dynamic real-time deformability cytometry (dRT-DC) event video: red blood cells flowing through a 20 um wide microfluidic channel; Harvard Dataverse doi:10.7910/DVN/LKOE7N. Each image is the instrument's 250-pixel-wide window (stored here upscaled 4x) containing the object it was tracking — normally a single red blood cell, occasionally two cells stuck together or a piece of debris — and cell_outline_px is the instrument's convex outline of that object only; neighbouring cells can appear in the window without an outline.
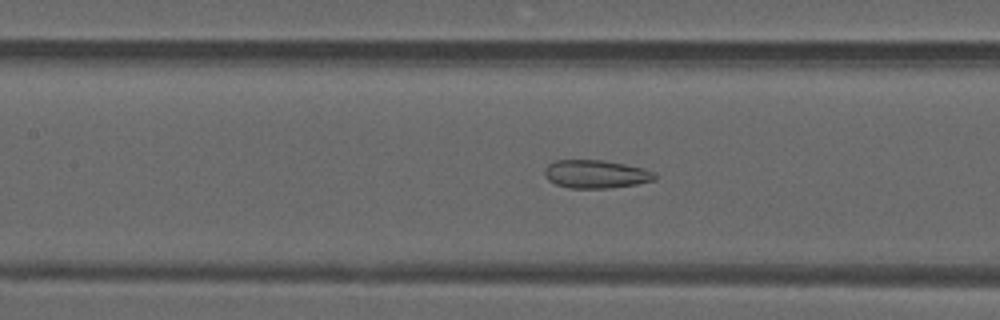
{"species": "common noctule bat (a hibernating species)", "species_latin": "Nyctalus noctula", "temperature_condition": "warm", "stored_images_in_passage": 50, "camera_frame_rate_fps": 3000, "um_per_image_px": 0.085, "animal": {"sex": "male", "forearm_length_mm": 52.5}, "frame": {"image": 1, "passage_image": 23, "time_ms": 7.333, "image_size_px": [1000, 320], "cell_outline_px": [[656, 180], [636, 184], [608, 188], [568, 188], [556, 184], [548, 180], [544, 176], [544, 168], [548, 164], [556, 160], [604, 160], [644, 168], [656, 172]], "centroid_in_image_um": [50.64, 14.8], "position_along_channel_um": 156.8, "area_um2": 18.26}}
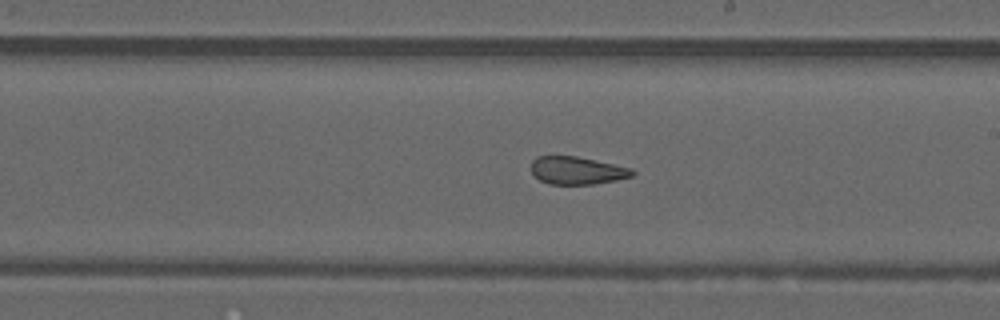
{"frame": {"image": 2, "passage_image": 29, "time_ms": 9.333, "image_size_px": [1000, 320], "cell_outline_px": [[636, 172], [632, 176], [616, 180], [592, 184], [548, 184], [540, 180], [532, 172], [532, 160], [536, 156], [576, 156], [632, 168]], "centroid_in_image_um": [49.05, 14.49], "position_along_channel_um": 239.9, "area_um2": 16.24}}
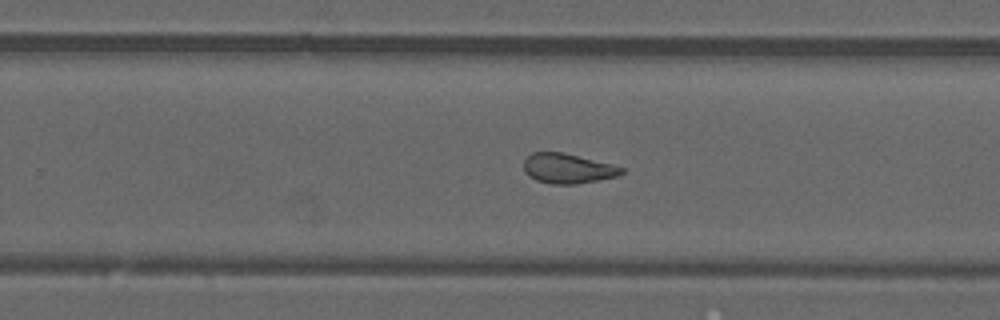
{"frame": {"image": 3, "passage_image": 32, "time_ms": 10.333, "image_size_px": [1000, 320], "cell_outline_px": [[624, 172], [620, 176], [576, 184], [548, 184], [536, 180], [528, 176], [524, 172], [524, 160], [532, 152], [560, 152], [612, 164], [624, 168]], "centroid_in_image_um": [48.25, 14.33], "position_along_channel_um": 281.6, "area_um2": 17.05}, "authors_computed_cell_mechanics": {"area_um2": 19.363, "velocity_mm_per_s": 4.1767, "shape_relaxation_time_tau1_ms": null, "shape_relaxation_time_tau2_ms": 1.6491, "deformation_change_tau1": null, "deformation_change_tau2": 0.0915}}